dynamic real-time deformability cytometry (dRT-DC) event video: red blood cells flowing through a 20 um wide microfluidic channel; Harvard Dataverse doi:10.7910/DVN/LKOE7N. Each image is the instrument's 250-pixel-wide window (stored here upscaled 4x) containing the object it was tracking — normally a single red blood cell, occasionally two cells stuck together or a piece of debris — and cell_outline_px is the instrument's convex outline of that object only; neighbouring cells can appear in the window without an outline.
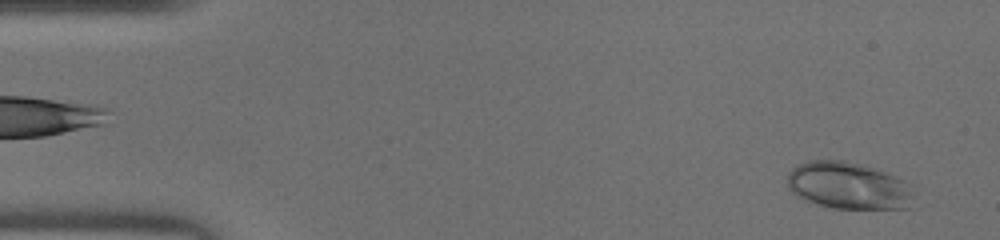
{"species": "human", "species_latin": "Homo sapiens", "temperature_condition": "warm", "stored_images_in_passage": 45, "camera_frame_rate_fps": 3000, "um_per_image_px": 0.085, "donor": {"sex": "male"}, "frame": {"image": 1, "passage_image": 2, "time_ms": 0.333, "image_size_px": [1000, 240], "cell_outline_px": [[912, 208], [832, 208], [804, 200], [796, 196], [788, 188], [788, 172], [792, 168], [808, 160], [844, 160], [884, 172], [896, 176], [912, 184]], "centroid_in_image_um": [72.11, 15.79], "position_along_channel_um": 12.9, "area_um2": 34.68}}
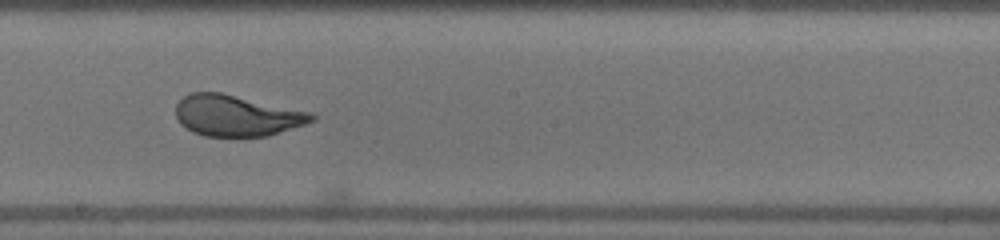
{"frame": {"image": 2, "passage_image": 25, "time_ms": 8.0, "image_size_px": [1000, 240], "cell_outline_px": [[316, 120], [268, 136], [204, 136], [192, 132], [180, 124], [176, 116], [176, 104], [184, 96], [192, 92], [220, 92], [312, 112], [316, 116]], "centroid_in_image_um": [20.11, 9.82], "position_along_channel_um": 228.1, "area_um2": 32.54}}
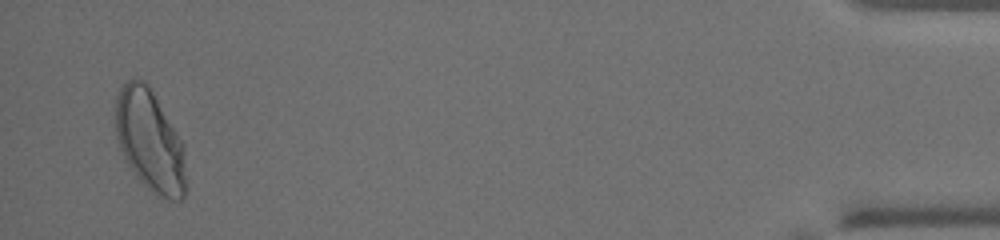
{"frame": {"image": 3, "passage_image": 44, "time_ms": 14.333, "image_size_px": [1000, 240], "cell_outline_px": [[188, 184], [184, 196], [180, 200], [172, 200], [156, 196], [136, 176], [128, 164], [120, 148], [116, 136], [116, 96], [120, 88], [132, 76], [136, 76], [144, 80], [148, 84], [184, 144]], "centroid_in_image_um": [12.77, 11.98], "position_along_channel_um": 422.4, "area_um2": 42.25}}